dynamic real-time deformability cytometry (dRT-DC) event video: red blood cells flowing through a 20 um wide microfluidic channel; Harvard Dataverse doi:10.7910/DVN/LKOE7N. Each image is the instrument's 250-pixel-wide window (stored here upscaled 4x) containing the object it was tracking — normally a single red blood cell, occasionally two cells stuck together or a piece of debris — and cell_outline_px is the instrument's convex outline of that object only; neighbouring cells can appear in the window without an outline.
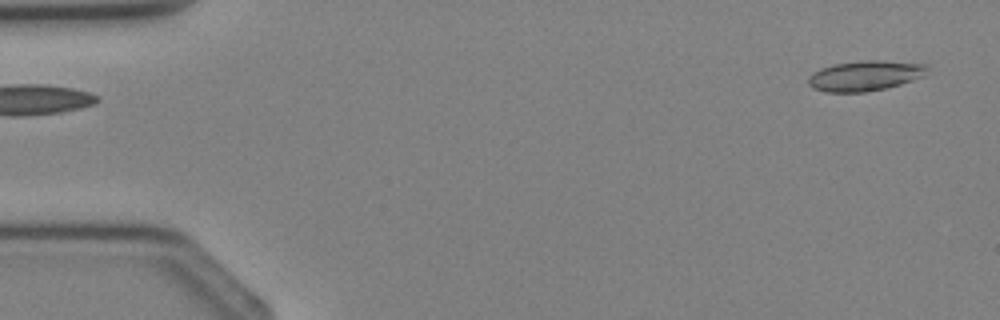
{"species": "Egyptian fruit bat (a non-hibernating species)", "species_latin": "Rousettus aegyptiacus", "temperature_condition": "cold", "stored_images_in_passage": 2, "segment_of_instrument_passage": [2, 2], "camera_frame_rate_fps": 3000, "um_per_image_px": 0.085, "animal": {"sex": "female"}, "frame": {"image": 1, "passage_image": 2, "time_ms": 1.333, "image_size_px": [1000, 320], "cell_outline_px": [[928, 68], [920, 76], [912, 80], [900, 84], [884, 88], [864, 92], [824, 92], [812, 88], [808, 84], [808, 76], [812, 72], [820, 68], [836, 64], [864, 60], [880, 60], [928, 64]], "centroid_in_image_um": [73.46, 6.43], "position_along_channel_um": 11.5, "area_um2": 20.81}}